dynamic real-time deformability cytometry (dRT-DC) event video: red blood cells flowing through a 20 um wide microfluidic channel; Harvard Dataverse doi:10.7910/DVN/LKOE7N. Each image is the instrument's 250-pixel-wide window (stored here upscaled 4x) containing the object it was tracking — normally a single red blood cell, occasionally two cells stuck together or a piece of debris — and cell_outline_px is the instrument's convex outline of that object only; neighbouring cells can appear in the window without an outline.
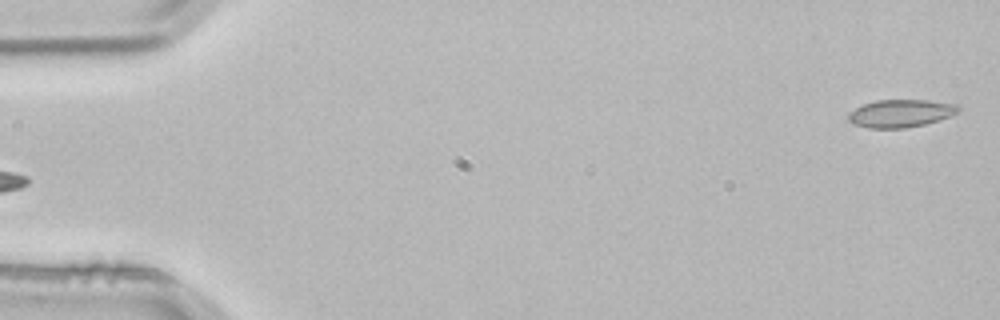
{"species": "common noctule bat (a hibernating species)", "species_latin": "Nyctalus noctula", "temperature_condition": "room temperature", "stored_images_in_passage": 4, "segment_of_instrument_passage": [2, 2], "camera_frame_rate_fps": 3000, "um_per_image_px": 0.085, "animal": {"sex": "male", "body_mass_g": 21.5, "forearm_length_mm": 52.0}, "frame": {"image": 1, "passage_image": 4, "time_ms": 1.0, "image_size_px": [1000, 320], "cell_outline_px": [[960, 112], [940, 120], [924, 124], [904, 128], [868, 128], [852, 124], [848, 120], [848, 112], [864, 104], [876, 100], [928, 100], [956, 104], [960, 108]], "centroid_in_image_um": [76.55, 9.64], "position_along_channel_um": 8.4, "area_um2": 17.86}}